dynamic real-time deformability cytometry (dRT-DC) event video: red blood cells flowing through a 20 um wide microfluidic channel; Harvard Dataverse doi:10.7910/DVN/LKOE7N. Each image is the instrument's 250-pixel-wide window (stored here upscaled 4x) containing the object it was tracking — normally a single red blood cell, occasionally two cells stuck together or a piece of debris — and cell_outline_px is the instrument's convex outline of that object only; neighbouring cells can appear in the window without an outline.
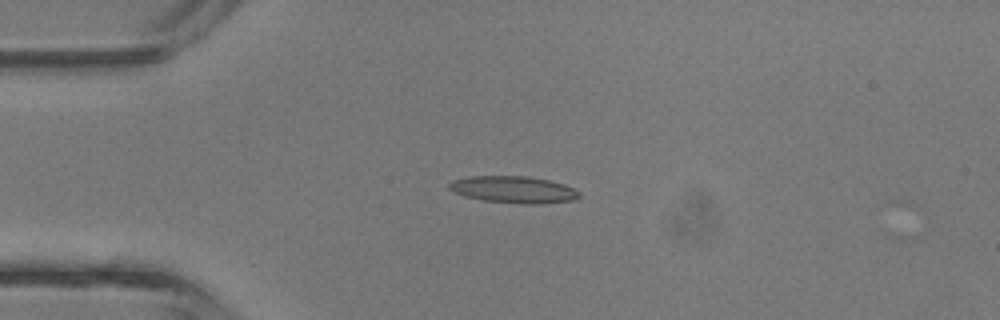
{"species": "common noctule bat (a hibernating species)", "species_latin": "Nyctalus noctula", "temperature_condition": "room temperature", "stored_images_in_passage": 27, "camera_frame_rate_fps": 3000, "um_per_image_px": 0.085, "animal": {"sex": "male", "body_mass_g": 13.3}, "frame": {"image": 1, "passage_image": 1, "time_ms": 0.0, "image_size_px": [1000, 320], "cell_outline_px": [[580, 196], [572, 200], [540, 204], [528, 204], [484, 200], [464, 196], [448, 188], [448, 184], [452, 180], [468, 176], [528, 176], [548, 180], [564, 184], [580, 192]], "centroid_in_image_um": [43.64, 16.1], "position_along_channel_um": 41.4, "area_um2": 20.23}}
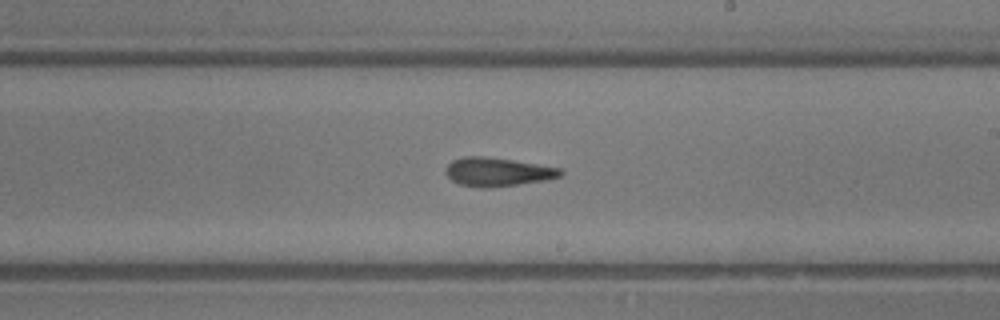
{"frame": {"image": 2, "passage_image": 15, "time_ms": 4.667, "image_size_px": [1000, 320], "cell_outline_px": [[564, 176], [548, 180], [492, 188], [480, 188], [460, 184], [452, 180], [444, 172], [444, 168], [452, 160], [464, 156], [484, 156], [512, 160], [560, 168], [564, 172]], "centroid_in_image_um": [42.3, 14.62], "position_along_channel_um": 246.7, "area_um2": 19.42}}
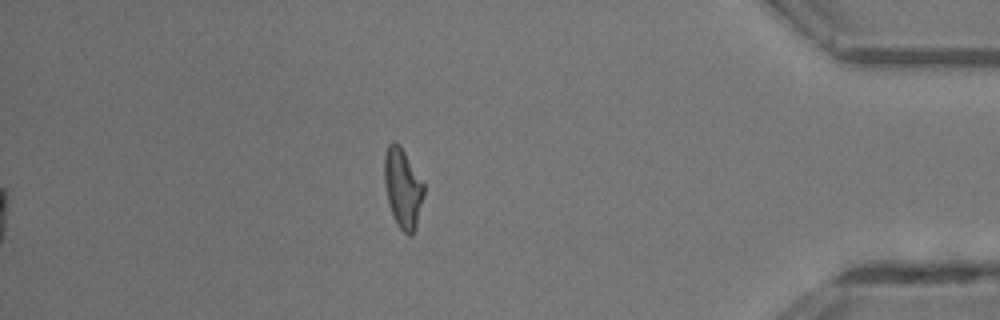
{"frame": {"image": 3, "passage_image": 27, "time_ms": 8.667, "image_size_px": [1000, 320], "cell_outline_px": [[424, 196], [416, 228], [412, 236], [408, 236], [396, 224], [388, 204], [384, 184], [384, 156], [388, 144], [392, 140], [396, 140], [400, 144], [424, 180]], "centroid_in_image_um": [34.25, 15.96], "position_along_channel_um": 401.0, "area_um2": 19.02}, "authors_computed_cell_mechanics": {"area_um2": 18.9584, "velocity_mm_per_s": 4.9244, "shape_relaxation_time_tau1_ms": 3.6484, "shape_relaxation_time_tau2_ms": 3.7577, "deformation_change_tau1": 0.2159, "deformation_change_tau2": 0.1764}}